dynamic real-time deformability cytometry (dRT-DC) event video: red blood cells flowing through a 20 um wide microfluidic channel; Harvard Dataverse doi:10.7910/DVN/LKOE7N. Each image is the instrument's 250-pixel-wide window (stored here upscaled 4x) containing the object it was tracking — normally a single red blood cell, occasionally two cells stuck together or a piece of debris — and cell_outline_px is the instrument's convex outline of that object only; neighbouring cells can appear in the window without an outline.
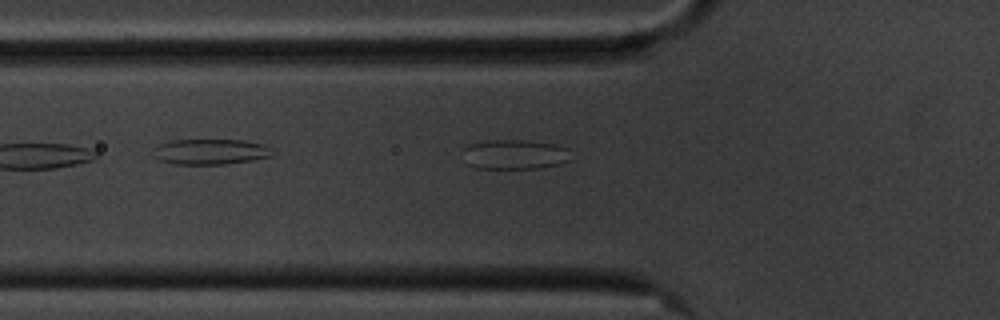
{"species": "common noctule bat (a hibernating species)", "species_latin": "Nyctalus noctula", "temperature_condition": "cold", "stored_images_in_passage": 6, "camera_frame_rate_fps": 3000, "um_per_image_px": 0.085, "animal": {"sex": "male", "body_mass_g": 20.1, "forearm_length_mm": 53.5}, "frame": {"image": 1, "passage_image": 2, "time_ms": 0.333, "image_size_px": [1000, 320], "cell_outline_px": [[568, 160], [560, 164], [540, 168], [476, 168], [468, 164], [464, 148], [468, 144], [484, 140], [524, 140], [556, 144], [568, 148]], "centroid_in_image_um": [43.75, 13.11], "position_along_channel_um": 82.1, "area_um2": 18.55}}